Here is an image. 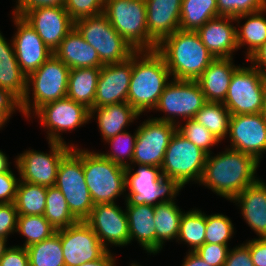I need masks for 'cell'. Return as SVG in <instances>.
I'll return each mask as SVG.
<instances>
[{
    "instance_id": "cell-28",
    "label": "cell",
    "mask_w": 266,
    "mask_h": 266,
    "mask_svg": "<svg viewBox=\"0 0 266 266\" xmlns=\"http://www.w3.org/2000/svg\"><path fill=\"white\" fill-rule=\"evenodd\" d=\"M54 55L70 69L74 68H101L97 51L88 44L74 27L62 40Z\"/></svg>"
},
{
    "instance_id": "cell-38",
    "label": "cell",
    "mask_w": 266,
    "mask_h": 266,
    "mask_svg": "<svg viewBox=\"0 0 266 266\" xmlns=\"http://www.w3.org/2000/svg\"><path fill=\"white\" fill-rule=\"evenodd\" d=\"M45 219L57 230L79 221L71 212L62 192L55 186L47 187Z\"/></svg>"
},
{
    "instance_id": "cell-35",
    "label": "cell",
    "mask_w": 266,
    "mask_h": 266,
    "mask_svg": "<svg viewBox=\"0 0 266 266\" xmlns=\"http://www.w3.org/2000/svg\"><path fill=\"white\" fill-rule=\"evenodd\" d=\"M206 213L193 208L183 213L176 242L188 245V251H195L205 243Z\"/></svg>"
},
{
    "instance_id": "cell-10",
    "label": "cell",
    "mask_w": 266,
    "mask_h": 266,
    "mask_svg": "<svg viewBox=\"0 0 266 266\" xmlns=\"http://www.w3.org/2000/svg\"><path fill=\"white\" fill-rule=\"evenodd\" d=\"M207 153L181 135L177 130L165 152L161 173L176 179L183 187L189 182L200 183Z\"/></svg>"
},
{
    "instance_id": "cell-49",
    "label": "cell",
    "mask_w": 266,
    "mask_h": 266,
    "mask_svg": "<svg viewBox=\"0 0 266 266\" xmlns=\"http://www.w3.org/2000/svg\"><path fill=\"white\" fill-rule=\"evenodd\" d=\"M224 266H254L249 247L242 243L233 249L230 248Z\"/></svg>"
},
{
    "instance_id": "cell-53",
    "label": "cell",
    "mask_w": 266,
    "mask_h": 266,
    "mask_svg": "<svg viewBox=\"0 0 266 266\" xmlns=\"http://www.w3.org/2000/svg\"><path fill=\"white\" fill-rule=\"evenodd\" d=\"M247 61H250L253 67L266 74V42Z\"/></svg>"
},
{
    "instance_id": "cell-16",
    "label": "cell",
    "mask_w": 266,
    "mask_h": 266,
    "mask_svg": "<svg viewBox=\"0 0 266 266\" xmlns=\"http://www.w3.org/2000/svg\"><path fill=\"white\" fill-rule=\"evenodd\" d=\"M57 232L61 238L65 266H79L97 260L108 251L84 220Z\"/></svg>"
},
{
    "instance_id": "cell-2",
    "label": "cell",
    "mask_w": 266,
    "mask_h": 266,
    "mask_svg": "<svg viewBox=\"0 0 266 266\" xmlns=\"http://www.w3.org/2000/svg\"><path fill=\"white\" fill-rule=\"evenodd\" d=\"M170 77L165 60L156 49L135 51L127 103L140 115L153 111Z\"/></svg>"
},
{
    "instance_id": "cell-27",
    "label": "cell",
    "mask_w": 266,
    "mask_h": 266,
    "mask_svg": "<svg viewBox=\"0 0 266 266\" xmlns=\"http://www.w3.org/2000/svg\"><path fill=\"white\" fill-rule=\"evenodd\" d=\"M125 211L128 219L130 243L138 241L143 250L156 255V226L154 206L148 204L130 205L125 200Z\"/></svg>"
},
{
    "instance_id": "cell-59",
    "label": "cell",
    "mask_w": 266,
    "mask_h": 266,
    "mask_svg": "<svg viewBox=\"0 0 266 266\" xmlns=\"http://www.w3.org/2000/svg\"><path fill=\"white\" fill-rule=\"evenodd\" d=\"M130 266H142V265L133 262V263L130 264Z\"/></svg>"
},
{
    "instance_id": "cell-50",
    "label": "cell",
    "mask_w": 266,
    "mask_h": 266,
    "mask_svg": "<svg viewBox=\"0 0 266 266\" xmlns=\"http://www.w3.org/2000/svg\"><path fill=\"white\" fill-rule=\"evenodd\" d=\"M65 0H16L13 15L22 16L27 10L38 7L63 6Z\"/></svg>"
},
{
    "instance_id": "cell-44",
    "label": "cell",
    "mask_w": 266,
    "mask_h": 266,
    "mask_svg": "<svg viewBox=\"0 0 266 266\" xmlns=\"http://www.w3.org/2000/svg\"><path fill=\"white\" fill-rule=\"evenodd\" d=\"M105 0H65L64 8L75 22L104 12Z\"/></svg>"
},
{
    "instance_id": "cell-13",
    "label": "cell",
    "mask_w": 266,
    "mask_h": 266,
    "mask_svg": "<svg viewBox=\"0 0 266 266\" xmlns=\"http://www.w3.org/2000/svg\"><path fill=\"white\" fill-rule=\"evenodd\" d=\"M50 153H44L29 148L15 158V168L21 181L38 184L44 187L55 185L57 171L62 158L72 149L61 142L48 141Z\"/></svg>"
},
{
    "instance_id": "cell-5",
    "label": "cell",
    "mask_w": 266,
    "mask_h": 266,
    "mask_svg": "<svg viewBox=\"0 0 266 266\" xmlns=\"http://www.w3.org/2000/svg\"><path fill=\"white\" fill-rule=\"evenodd\" d=\"M84 177L94 205L116 203L126 192V168L105 158L101 152L82 149Z\"/></svg>"
},
{
    "instance_id": "cell-20",
    "label": "cell",
    "mask_w": 266,
    "mask_h": 266,
    "mask_svg": "<svg viewBox=\"0 0 266 266\" xmlns=\"http://www.w3.org/2000/svg\"><path fill=\"white\" fill-rule=\"evenodd\" d=\"M133 67V54L126 60L101 67L94 108L127 102Z\"/></svg>"
},
{
    "instance_id": "cell-25",
    "label": "cell",
    "mask_w": 266,
    "mask_h": 266,
    "mask_svg": "<svg viewBox=\"0 0 266 266\" xmlns=\"http://www.w3.org/2000/svg\"><path fill=\"white\" fill-rule=\"evenodd\" d=\"M10 43L0 31V92L19 104L26 93L27 75L18 65L13 41Z\"/></svg>"
},
{
    "instance_id": "cell-8",
    "label": "cell",
    "mask_w": 266,
    "mask_h": 266,
    "mask_svg": "<svg viewBox=\"0 0 266 266\" xmlns=\"http://www.w3.org/2000/svg\"><path fill=\"white\" fill-rule=\"evenodd\" d=\"M266 94V74L252 65L234 71L223 102L232 115L261 113Z\"/></svg>"
},
{
    "instance_id": "cell-39",
    "label": "cell",
    "mask_w": 266,
    "mask_h": 266,
    "mask_svg": "<svg viewBox=\"0 0 266 266\" xmlns=\"http://www.w3.org/2000/svg\"><path fill=\"white\" fill-rule=\"evenodd\" d=\"M16 232L26 238L22 247L27 248L51 237L57 231L43 215H18Z\"/></svg>"
},
{
    "instance_id": "cell-9",
    "label": "cell",
    "mask_w": 266,
    "mask_h": 266,
    "mask_svg": "<svg viewBox=\"0 0 266 266\" xmlns=\"http://www.w3.org/2000/svg\"><path fill=\"white\" fill-rule=\"evenodd\" d=\"M74 27L97 51L104 65L122 62L136 51L117 33L104 14L79 19L74 22Z\"/></svg>"
},
{
    "instance_id": "cell-45",
    "label": "cell",
    "mask_w": 266,
    "mask_h": 266,
    "mask_svg": "<svg viewBox=\"0 0 266 266\" xmlns=\"http://www.w3.org/2000/svg\"><path fill=\"white\" fill-rule=\"evenodd\" d=\"M229 250L227 245L204 243L194 252L208 265L224 266Z\"/></svg>"
},
{
    "instance_id": "cell-29",
    "label": "cell",
    "mask_w": 266,
    "mask_h": 266,
    "mask_svg": "<svg viewBox=\"0 0 266 266\" xmlns=\"http://www.w3.org/2000/svg\"><path fill=\"white\" fill-rule=\"evenodd\" d=\"M97 120L104 141L126 131L140 114L127 102L97 107L90 110V119Z\"/></svg>"
},
{
    "instance_id": "cell-57",
    "label": "cell",
    "mask_w": 266,
    "mask_h": 266,
    "mask_svg": "<svg viewBox=\"0 0 266 266\" xmlns=\"http://www.w3.org/2000/svg\"><path fill=\"white\" fill-rule=\"evenodd\" d=\"M8 239H5L3 237H0V258L3 256V254L5 253L7 247V242Z\"/></svg>"
},
{
    "instance_id": "cell-51",
    "label": "cell",
    "mask_w": 266,
    "mask_h": 266,
    "mask_svg": "<svg viewBox=\"0 0 266 266\" xmlns=\"http://www.w3.org/2000/svg\"><path fill=\"white\" fill-rule=\"evenodd\" d=\"M245 244L249 247L254 266H266V237L254 238Z\"/></svg>"
},
{
    "instance_id": "cell-47",
    "label": "cell",
    "mask_w": 266,
    "mask_h": 266,
    "mask_svg": "<svg viewBox=\"0 0 266 266\" xmlns=\"http://www.w3.org/2000/svg\"><path fill=\"white\" fill-rule=\"evenodd\" d=\"M19 181L12 170L0 174V203L15 202Z\"/></svg>"
},
{
    "instance_id": "cell-18",
    "label": "cell",
    "mask_w": 266,
    "mask_h": 266,
    "mask_svg": "<svg viewBox=\"0 0 266 266\" xmlns=\"http://www.w3.org/2000/svg\"><path fill=\"white\" fill-rule=\"evenodd\" d=\"M21 17L37 32L53 53L74 28V21L63 6L33 8L27 10Z\"/></svg>"
},
{
    "instance_id": "cell-58",
    "label": "cell",
    "mask_w": 266,
    "mask_h": 266,
    "mask_svg": "<svg viewBox=\"0 0 266 266\" xmlns=\"http://www.w3.org/2000/svg\"><path fill=\"white\" fill-rule=\"evenodd\" d=\"M261 113L263 115L264 120L266 121V94H265V97H264V104H263V109H262Z\"/></svg>"
},
{
    "instance_id": "cell-31",
    "label": "cell",
    "mask_w": 266,
    "mask_h": 266,
    "mask_svg": "<svg viewBox=\"0 0 266 266\" xmlns=\"http://www.w3.org/2000/svg\"><path fill=\"white\" fill-rule=\"evenodd\" d=\"M100 71L96 67L70 69L66 97L93 109Z\"/></svg>"
},
{
    "instance_id": "cell-42",
    "label": "cell",
    "mask_w": 266,
    "mask_h": 266,
    "mask_svg": "<svg viewBox=\"0 0 266 266\" xmlns=\"http://www.w3.org/2000/svg\"><path fill=\"white\" fill-rule=\"evenodd\" d=\"M184 121L185 124L182 125L181 123L177 125V131L207 154H213L211 147L218 145L221 141L194 119H187Z\"/></svg>"
},
{
    "instance_id": "cell-36",
    "label": "cell",
    "mask_w": 266,
    "mask_h": 266,
    "mask_svg": "<svg viewBox=\"0 0 266 266\" xmlns=\"http://www.w3.org/2000/svg\"><path fill=\"white\" fill-rule=\"evenodd\" d=\"M47 187L19 181L15 199L18 215H44Z\"/></svg>"
},
{
    "instance_id": "cell-40",
    "label": "cell",
    "mask_w": 266,
    "mask_h": 266,
    "mask_svg": "<svg viewBox=\"0 0 266 266\" xmlns=\"http://www.w3.org/2000/svg\"><path fill=\"white\" fill-rule=\"evenodd\" d=\"M136 138L137 130H135L134 135L127 130L118 133L115 137L105 141L112 147L110 153L108 151L107 153L103 152L101 154L113 163L119 164L125 168L129 167L132 164Z\"/></svg>"
},
{
    "instance_id": "cell-11",
    "label": "cell",
    "mask_w": 266,
    "mask_h": 266,
    "mask_svg": "<svg viewBox=\"0 0 266 266\" xmlns=\"http://www.w3.org/2000/svg\"><path fill=\"white\" fill-rule=\"evenodd\" d=\"M103 14L136 51L148 50L145 0H105Z\"/></svg>"
},
{
    "instance_id": "cell-15",
    "label": "cell",
    "mask_w": 266,
    "mask_h": 266,
    "mask_svg": "<svg viewBox=\"0 0 266 266\" xmlns=\"http://www.w3.org/2000/svg\"><path fill=\"white\" fill-rule=\"evenodd\" d=\"M177 125L170 122L158 121L148 118L137 127L132 164L129 168L135 170V165H148L161 167L166 149Z\"/></svg>"
},
{
    "instance_id": "cell-43",
    "label": "cell",
    "mask_w": 266,
    "mask_h": 266,
    "mask_svg": "<svg viewBox=\"0 0 266 266\" xmlns=\"http://www.w3.org/2000/svg\"><path fill=\"white\" fill-rule=\"evenodd\" d=\"M219 16L237 17L266 8V0H217Z\"/></svg>"
},
{
    "instance_id": "cell-48",
    "label": "cell",
    "mask_w": 266,
    "mask_h": 266,
    "mask_svg": "<svg viewBox=\"0 0 266 266\" xmlns=\"http://www.w3.org/2000/svg\"><path fill=\"white\" fill-rule=\"evenodd\" d=\"M0 266H29V257L25 247L9 246L0 258Z\"/></svg>"
},
{
    "instance_id": "cell-24",
    "label": "cell",
    "mask_w": 266,
    "mask_h": 266,
    "mask_svg": "<svg viewBox=\"0 0 266 266\" xmlns=\"http://www.w3.org/2000/svg\"><path fill=\"white\" fill-rule=\"evenodd\" d=\"M231 202L238 205L246 224L258 238L266 237V183L259 178Z\"/></svg>"
},
{
    "instance_id": "cell-19",
    "label": "cell",
    "mask_w": 266,
    "mask_h": 266,
    "mask_svg": "<svg viewBox=\"0 0 266 266\" xmlns=\"http://www.w3.org/2000/svg\"><path fill=\"white\" fill-rule=\"evenodd\" d=\"M228 135L231 149L261 161L266 152V121L262 113L232 115Z\"/></svg>"
},
{
    "instance_id": "cell-4",
    "label": "cell",
    "mask_w": 266,
    "mask_h": 266,
    "mask_svg": "<svg viewBox=\"0 0 266 266\" xmlns=\"http://www.w3.org/2000/svg\"><path fill=\"white\" fill-rule=\"evenodd\" d=\"M69 70L66 64L52 54L37 70L27 76L26 93L18 104V111L29 120L44 104L66 98ZM31 94L32 96H29Z\"/></svg>"
},
{
    "instance_id": "cell-56",
    "label": "cell",
    "mask_w": 266,
    "mask_h": 266,
    "mask_svg": "<svg viewBox=\"0 0 266 266\" xmlns=\"http://www.w3.org/2000/svg\"><path fill=\"white\" fill-rule=\"evenodd\" d=\"M10 163L6 154L0 150V174L11 170Z\"/></svg>"
},
{
    "instance_id": "cell-17",
    "label": "cell",
    "mask_w": 266,
    "mask_h": 266,
    "mask_svg": "<svg viewBox=\"0 0 266 266\" xmlns=\"http://www.w3.org/2000/svg\"><path fill=\"white\" fill-rule=\"evenodd\" d=\"M98 236L102 245L110 251L109 244L125 247L130 244L126 211L116 203L96 204L84 220Z\"/></svg>"
},
{
    "instance_id": "cell-30",
    "label": "cell",
    "mask_w": 266,
    "mask_h": 266,
    "mask_svg": "<svg viewBox=\"0 0 266 266\" xmlns=\"http://www.w3.org/2000/svg\"><path fill=\"white\" fill-rule=\"evenodd\" d=\"M266 8L264 10L241 14L234 18L236 26V42L238 50L246 47V59L255 53L266 42ZM241 19H246L241 26ZM239 26V27H238ZM238 27V28H237Z\"/></svg>"
},
{
    "instance_id": "cell-23",
    "label": "cell",
    "mask_w": 266,
    "mask_h": 266,
    "mask_svg": "<svg viewBox=\"0 0 266 266\" xmlns=\"http://www.w3.org/2000/svg\"><path fill=\"white\" fill-rule=\"evenodd\" d=\"M234 17L219 16L201 26L196 32L201 42L215 58H233L238 50Z\"/></svg>"
},
{
    "instance_id": "cell-33",
    "label": "cell",
    "mask_w": 266,
    "mask_h": 266,
    "mask_svg": "<svg viewBox=\"0 0 266 266\" xmlns=\"http://www.w3.org/2000/svg\"><path fill=\"white\" fill-rule=\"evenodd\" d=\"M219 17L217 0H182L180 29L197 31L209 20Z\"/></svg>"
},
{
    "instance_id": "cell-22",
    "label": "cell",
    "mask_w": 266,
    "mask_h": 266,
    "mask_svg": "<svg viewBox=\"0 0 266 266\" xmlns=\"http://www.w3.org/2000/svg\"><path fill=\"white\" fill-rule=\"evenodd\" d=\"M148 50H155L167 36L180 29L182 0H145Z\"/></svg>"
},
{
    "instance_id": "cell-37",
    "label": "cell",
    "mask_w": 266,
    "mask_h": 266,
    "mask_svg": "<svg viewBox=\"0 0 266 266\" xmlns=\"http://www.w3.org/2000/svg\"><path fill=\"white\" fill-rule=\"evenodd\" d=\"M29 266H65L58 232L51 237L26 248Z\"/></svg>"
},
{
    "instance_id": "cell-3",
    "label": "cell",
    "mask_w": 266,
    "mask_h": 266,
    "mask_svg": "<svg viewBox=\"0 0 266 266\" xmlns=\"http://www.w3.org/2000/svg\"><path fill=\"white\" fill-rule=\"evenodd\" d=\"M156 50L175 80L196 81L215 59L196 31L178 29L165 37Z\"/></svg>"
},
{
    "instance_id": "cell-7",
    "label": "cell",
    "mask_w": 266,
    "mask_h": 266,
    "mask_svg": "<svg viewBox=\"0 0 266 266\" xmlns=\"http://www.w3.org/2000/svg\"><path fill=\"white\" fill-rule=\"evenodd\" d=\"M77 147L73 146L62 158L54 186L64 195L70 212L82 221L90 215L94 203L84 177L82 148Z\"/></svg>"
},
{
    "instance_id": "cell-55",
    "label": "cell",
    "mask_w": 266,
    "mask_h": 266,
    "mask_svg": "<svg viewBox=\"0 0 266 266\" xmlns=\"http://www.w3.org/2000/svg\"><path fill=\"white\" fill-rule=\"evenodd\" d=\"M181 266H211L202 260L194 251L187 252Z\"/></svg>"
},
{
    "instance_id": "cell-34",
    "label": "cell",
    "mask_w": 266,
    "mask_h": 266,
    "mask_svg": "<svg viewBox=\"0 0 266 266\" xmlns=\"http://www.w3.org/2000/svg\"><path fill=\"white\" fill-rule=\"evenodd\" d=\"M231 116L223 103L206 102L193 119L222 141L228 136Z\"/></svg>"
},
{
    "instance_id": "cell-14",
    "label": "cell",
    "mask_w": 266,
    "mask_h": 266,
    "mask_svg": "<svg viewBox=\"0 0 266 266\" xmlns=\"http://www.w3.org/2000/svg\"><path fill=\"white\" fill-rule=\"evenodd\" d=\"M33 115L39 118L40 125L47 130L48 141L65 144L62 133L83 127L91 120L90 109L67 97L44 104Z\"/></svg>"
},
{
    "instance_id": "cell-54",
    "label": "cell",
    "mask_w": 266,
    "mask_h": 266,
    "mask_svg": "<svg viewBox=\"0 0 266 266\" xmlns=\"http://www.w3.org/2000/svg\"><path fill=\"white\" fill-rule=\"evenodd\" d=\"M114 254L107 251L101 258L89 262H85L79 266H116V260Z\"/></svg>"
},
{
    "instance_id": "cell-1",
    "label": "cell",
    "mask_w": 266,
    "mask_h": 266,
    "mask_svg": "<svg viewBox=\"0 0 266 266\" xmlns=\"http://www.w3.org/2000/svg\"><path fill=\"white\" fill-rule=\"evenodd\" d=\"M258 162L253 156L225 148L214 156L207 154L205 168L199 185L212 190L230 202L246 187L256 182Z\"/></svg>"
},
{
    "instance_id": "cell-26",
    "label": "cell",
    "mask_w": 266,
    "mask_h": 266,
    "mask_svg": "<svg viewBox=\"0 0 266 266\" xmlns=\"http://www.w3.org/2000/svg\"><path fill=\"white\" fill-rule=\"evenodd\" d=\"M239 66L233 58H215L196 80L207 102L223 103L234 71Z\"/></svg>"
},
{
    "instance_id": "cell-6",
    "label": "cell",
    "mask_w": 266,
    "mask_h": 266,
    "mask_svg": "<svg viewBox=\"0 0 266 266\" xmlns=\"http://www.w3.org/2000/svg\"><path fill=\"white\" fill-rule=\"evenodd\" d=\"M133 168L126 167V190L125 200L130 205H157L176 199L184 187L172 178H166L161 173V168L148 165H137ZM160 199V200H159Z\"/></svg>"
},
{
    "instance_id": "cell-32",
    "label": "cell",
    "mask_w": 266,
    "mask_h": 266,
    "mask_svg": "<svg viewBox=\"0 0 266 266\" xmlns=\"http://www.w3.org/2000/svg\"><path fill=\"white\" fill-rule=\"evenodd\" d=\"M156 226V254L160 253L166 241L177 240L183 211L176 201L159 203L154 206Z\"/></svg>"
},
{
    "instance_id": "cell-41",
    "label": "cell",
    "mask_w": 266,
    "mask_h": 266,
    "mask_svg": "<svg viewBox=\"0 0 266 266\" xmlns=\"http://www.w3.org/2000/svg\"><path fill=\"white\" fill-rule=\"evenodd\" d=\"M232 220L224 214H206L205 243L228 245L234 236Z\"/></svg>"
},
{
    "instance_id": "cell-12",
    "label": "cell",
    "mask_w": 266,
    "mask_h": 266,
    "mask_svg": "<svg viewBox=\"0 0 266 266\" xmlns=\"http://www.w3.org/2000/svg\"><path fill=\"white\" fill-rule=\"evenodd\" d=\"M206 102L197 81L171 79L153 109L162 111L165 116L153 119L178 125L180 117L183 120L193 119Z\"/></svg>"
},
{
    "instance_id": "cell-46",
    "label": "cell",
    "mask_w": 266,
    "mask_h": 266,
    "mask_svg": "<svg viewBox=\"0 0 266 266\" xmlns=\"http://www.w3.org/2000/svg\"><path fill=\"white\" fill-rule=\"evenodd\" d=\"M18 211L14 202L0 203V237L8 239L17 229Z\"/></svg>"
},
{
    "instance_id": "cell-52",
    "label": "cell",
    "mask_w": 266,
    "mask_h": 266,
    "mask_svg": "<svg viewBox=\"0 0 266 266\" xmlns=\"http://www.w3.org/2000/svg\"><path fill=\"white\" fill-rule=\"evenodd\" d=\"M18 109V103L7 94L0 92V130Z\"/></svg>"
},
{
    "instance_id": "cell-21",
    "label": "cell",
    "mask_w": 266,
    "mask_h": 266,
    "mask_svg": "<svg viewBox=\"0 0 266 266\" xmlns=\"http://www.w3.org/2000/svg\"><path fill=\"white\" fill-rule=\"evenodd\" d=\"M12 18L17 30L12 36L16 59L20 69L28 76L54 53L21 16L13 15Z\"/></svg>"
}]
</instances>
